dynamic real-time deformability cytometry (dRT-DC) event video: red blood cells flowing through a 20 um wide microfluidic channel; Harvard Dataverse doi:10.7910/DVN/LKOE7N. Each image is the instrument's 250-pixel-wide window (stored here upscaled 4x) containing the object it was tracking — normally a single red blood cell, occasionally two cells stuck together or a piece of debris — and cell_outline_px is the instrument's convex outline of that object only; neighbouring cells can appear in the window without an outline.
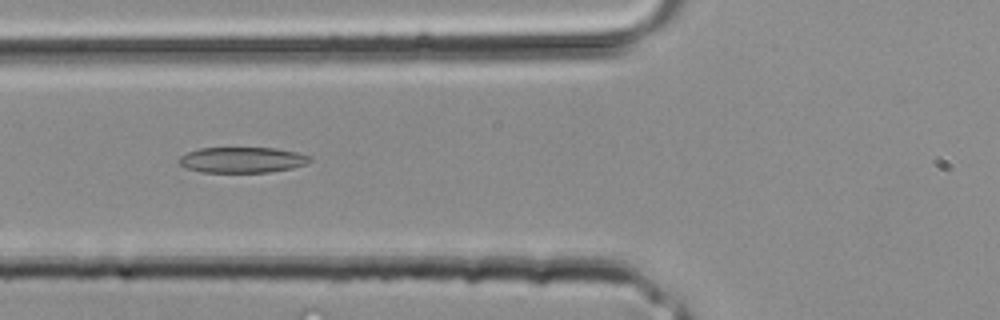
{"species": "common noctule bat (a hibernating species)", "species_latin": "Nyctalus noctula", "temperature_condition": "room temperature", "stored_images_in_passage": 27, "camera_frame_rate_fps": 3000, "um_per_image_px": 0.085, "animal": {"sex": "male", "body_mass_g": 20.4}, "frame": {"image": 1, "passage_image": 6, "time_ms": 1.667, "image_size_px": [1000, 320], "cell_outline_px": [[312, 160], [304, 164], [292, 168], [268, 172], [200, 172], [188, 168], [180, 164], [176, 160], [180, 156], [188, 152], [200, 148], [276, 148], [296, 152], [308, 156]], "centroid_in_image_um": [20.55, 13.59], "position_along_channel_um": 105.3, "area_um2": 19.42}}
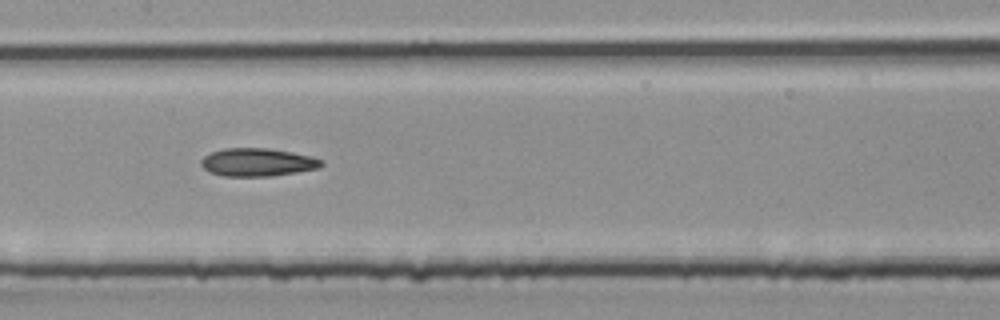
{"frame": {"image": 2, "passage_image": 10, "time_ms": 3.0, "image_size_px": [1000, 320], "cell_outline_px": [[324, 164], [320, 168], [296, 172], [268, 176], [224, 176], [208, 172], [200, 164], [200, 160], [204, 156], [212, 152], [224, 148], [268, 148], [292, 152], [312, 156], [324, 160]], "centroid_in_image_um": [21.9, 13.79], "position_along_channel_um": 185.5, "area_um2": 19.77}}
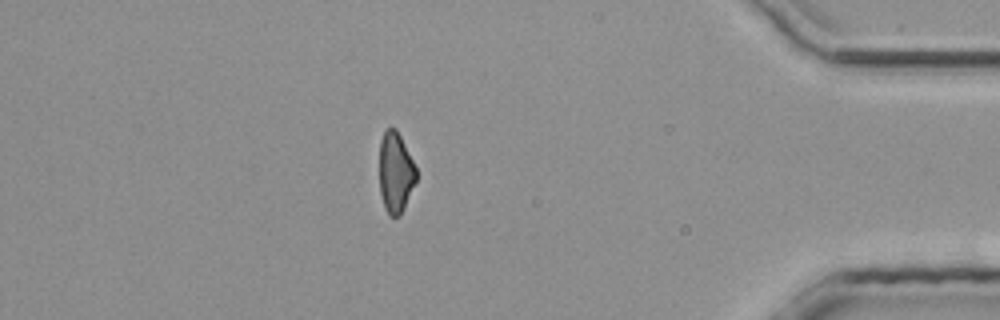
{"frame": {"image": 3, "passage_image": 23, "time_ms": 7.333, "image_size_px": [1000, 320], "cell_outline_px": [[416, 180], [404, 208], [400, 216], [388, 216], [384, 208], [380, 192], [380, 140], [384, 132], [392, 124], [396, 128], [416, 168]], "centroid_in_image_um": [33.6, 14.66], "position_along_channel_um": 401.6, "area_um2": 17.22}}